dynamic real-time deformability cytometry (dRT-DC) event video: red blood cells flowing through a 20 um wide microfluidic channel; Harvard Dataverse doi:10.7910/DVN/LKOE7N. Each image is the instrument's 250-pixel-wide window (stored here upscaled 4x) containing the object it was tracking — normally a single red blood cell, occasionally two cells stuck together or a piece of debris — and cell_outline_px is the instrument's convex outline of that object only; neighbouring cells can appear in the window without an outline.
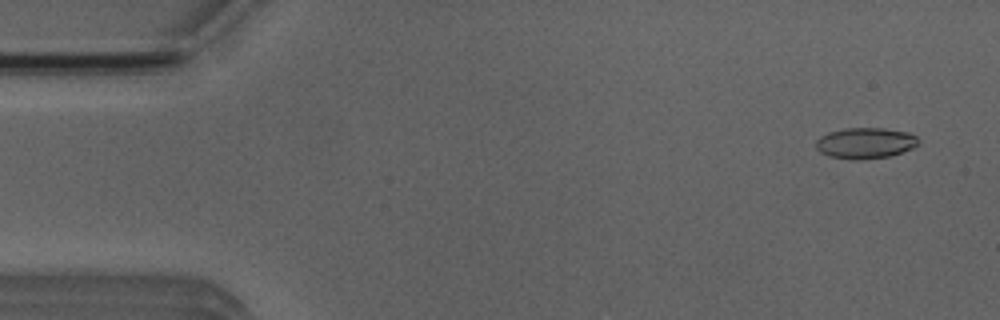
{"species": "Egyptian fruit bat (a non-hibernating species)", "species_latin": "Rousettus aegyptiacus", "temperature_condition": "room temperature", "stored_images_in_passage": 2, "camera_frame_rate_fps": 3000, "um_per_image_px": 0.085, "animal": {"sex": "male"}, "frame": {"image": 1, "passage_image": 2, "time_ms": 2.0, "image_size_px": [1000, 320], "cell_outline_px": [[916, 144], [912, 148], [892, 156], [864, 160], [852, 160], [828, 156], [820, 152], [816, 148], [816, 140], [820, 136], [828, 132], [844, 128], [884, 128], [908, 132], [916, 136]], "centroid_in_image_um": [73.51, 12.17], "position_along_channel_um": 11.5, "area_um2": 18.61}}